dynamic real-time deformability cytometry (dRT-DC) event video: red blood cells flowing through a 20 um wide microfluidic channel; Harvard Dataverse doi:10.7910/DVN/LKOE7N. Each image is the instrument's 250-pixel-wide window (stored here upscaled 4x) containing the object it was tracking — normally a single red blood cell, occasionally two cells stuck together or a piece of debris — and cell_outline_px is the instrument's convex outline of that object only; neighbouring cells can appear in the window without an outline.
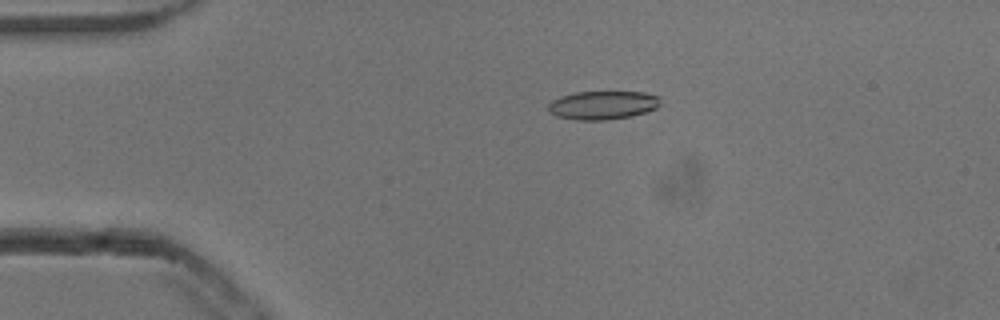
{"species": "common noctule bat (a hibernating species)", "species_latin": "Nyctalus noctula", "temperature_condition": "cold", "stored_images_in_passage": 45, "camera_frame_rate_fps": 3000, "um_per_image_px": 0.085, "animal": {"sex": "male", "body_mass_g": 13.3}, "frame": {"image": 1, "passage_image": 3, "time_ms": 0.667, "image_size_px": [1000, 320], "cell_outline_px": [[660, 104], [656, 108], [632, 116], [608, 120], [576, 120], [556, 116], [548, 108], [548, 104], [552, 100], [560, 96], [576, 92], [644, 92], [660, 96]], "centroid_in_image_um": [51.24, 8.93], "position_along_channel_um": 33.8, "area_um2": 18.67}}
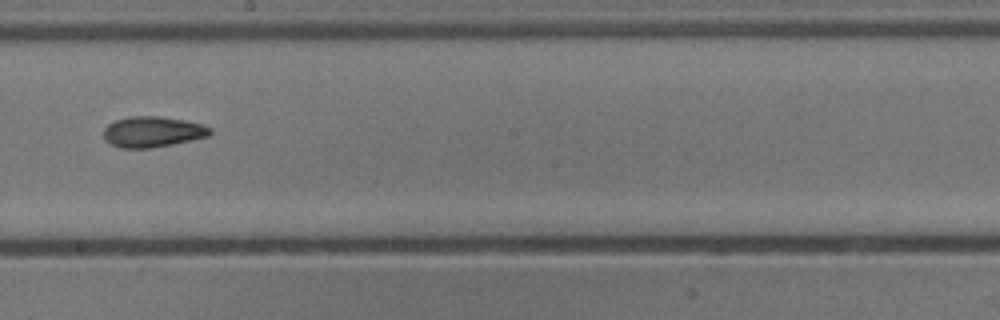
{"frame": {"image": 2, "passage_image": 22, "time_ms": 7.0, "image_size_px": [1000, 320], "cell_outline_px": [[212, 132], [208, 136], [192, 140], [152, 148], [120, 148], [112, 144], [104, 136], [104, 128], [108, 124], [116, 120], [128, 116], [160, 116], [184, 120], [200, 124], [212, 128]], "centroid_in_image_um": [12.98, 11.2], "position_along_channel_um": 235.2, "area_um2": 18.96}}
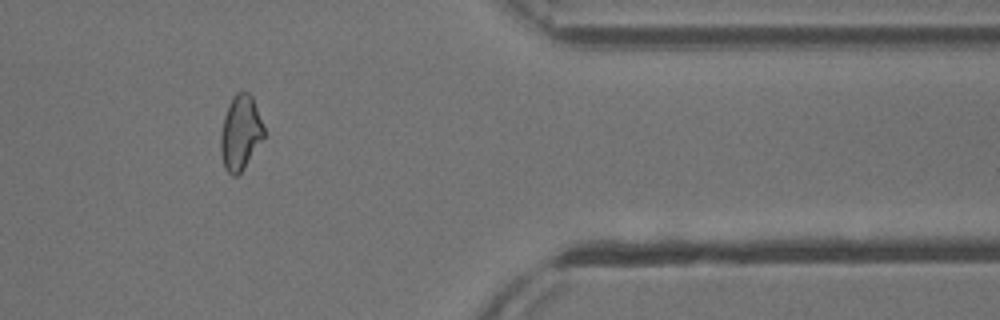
{"frame": {"image": 3, "passage_image": 36, "time_ms": 11.667, "image_size_px": [1000, 320], "cell_outline_px": [[264, 136], [240, 172], [236, 176], [232, 176], [224, 168], [220, 152], [220, 132], [224, 116], [228, 104], [232, 96], [236, 92], [248, 92], [252, 96], [264, 128]], "centroid_in_image_um": [20.4, 11.25], "position_along_channel_um": 391.0, "area_um2": 18.61}, "authors_computed_cell_mechanics": {"area_um2": 18.6694, "velocity_mm_per_s": 3.8491, "shape_relaxation_time_tau1_ms": null, "shape_relaxation_time_tau2_ms": 1.9963, "deformation_change_tau1": null, "deformation_change_tau2": 0.0881}}